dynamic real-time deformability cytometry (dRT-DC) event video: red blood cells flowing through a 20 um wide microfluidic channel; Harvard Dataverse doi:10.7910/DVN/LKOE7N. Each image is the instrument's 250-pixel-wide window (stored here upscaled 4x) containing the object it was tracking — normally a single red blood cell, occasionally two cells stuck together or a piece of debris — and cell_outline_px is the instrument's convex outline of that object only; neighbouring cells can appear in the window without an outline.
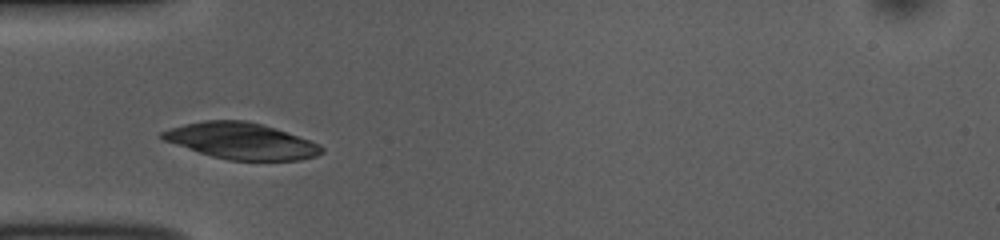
{"species": "common noctule bat (a hibernating species)", "species_latin": "Nyctalus noctula", "temperature_condition": "room temperature", "stored_images_in_passage": 12, "camera_frame_rate_fps": 3000, "um_per_image_px": 0.085, "animal": {"sex": "female", "body_mass_g": 10.0, "forearm_length_mm": 53.1}, "frame": {"image": 1, "passage_image": 6, "time_ms": 1.667, "image_size_px": [1000, 240], "cell_outline_px": [[324, 152], [316, 156], [300, 160], [228, 160], [212, 156], [164, 140], [156, 136], [160, 132], [184, 124], [204, 120], [244, 120], [264, 124], [320, 144], [324, 148]], "centroid_in_image_um": [20.52, 11.97], "position_along_channel_um": 64.5, "area_um2": 33.52}}